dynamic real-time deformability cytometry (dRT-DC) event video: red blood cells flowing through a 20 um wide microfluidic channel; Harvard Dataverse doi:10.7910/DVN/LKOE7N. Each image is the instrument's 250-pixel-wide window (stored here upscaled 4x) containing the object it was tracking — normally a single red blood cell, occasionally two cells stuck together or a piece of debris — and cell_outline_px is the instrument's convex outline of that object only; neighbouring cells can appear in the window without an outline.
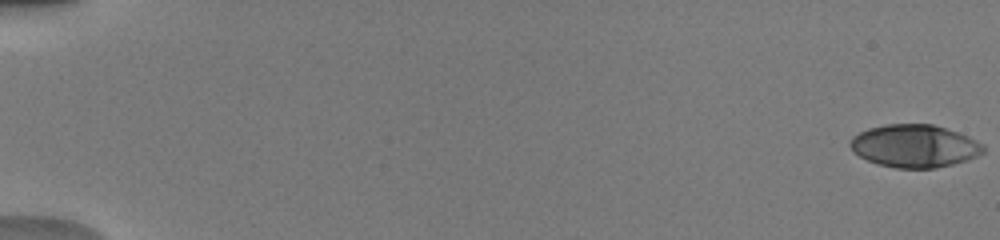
{"species": "human", "species_latin": "Homo sapiens", "temperature_condition": "warm", "stored_images_in_passage": 52, "camera_frame_rate_fps": 3000, "um_per_image_px": 0.085, "donor": {"sex": "male"}, "frame": {"image": 1, "passage_image": 1, "time_ms": 0.0, "image_size_px": [1000, 240], "cell_outline_px": [[984, 152], [976, 156], [952, 164], [936, 168], [896, 168], [880, 164], [868, 160], [852, 152], [848, 144], [852, 136], [868, 128], [884, 124], [932, 124], [968, 136], [984, 144]], "centroid_in_image_um": [77.7, 12.4], "position_along_channel_um": 7.3, "area_um2": 33.06}}
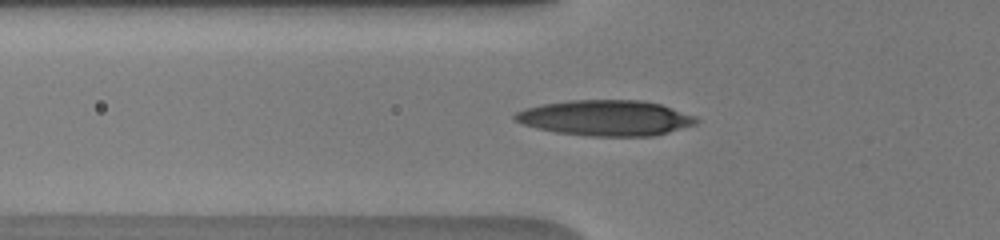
{"frame": {"image": 2, "passage_image": 20, "time_ms": 6.333, "image_size_px": [1000, 240], "cell_outline_px": [[700, 120], [696, 124], [668, 132], [652, 136], [588, 136], [556, 132], [536, 128], [524, 124], [516, 120], [512, 116], [516, 112], [528, 108], [544, 104], [568, 100], [640, 100], [660, 104], [696, 116]], "centroid_in_image_um": [51.51, 10.02], "position_along_channel_um": 74.3, "area_um2": 37.4}}
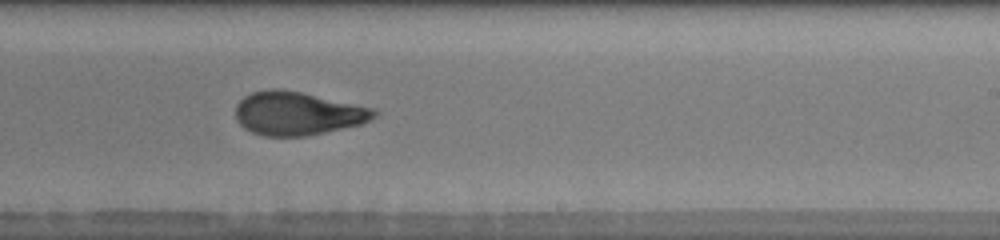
{"frame": {"image": 3, "passage_image": 34, "time_ms": 11.0, "image_size_px": [1000, 240], "cell_outline_px": [[380, 112], [372, 120], [360, 124], [324, 132], [304, 136], [264, 136], [252, 132], [244, 128], [236, 120], [236, 104], [244, 96], [252, 92], [268, 88], [276, 88], [300, 92], [376, 108]], "centroid_in_image_um": [25.3, 9.63], "position_along_channel_um": 263.7, "area_um2": 35.14}, "authors_computed_cell_mechanics": {"area_um2": 34.4488, "velocity_mm_per_s": 4.0668, "shape_relaxation_time_tau1_ms": 7.0065, "shape_relaxation_time_tau2_ms": 1.5595, "deformation_change_tau1": 0.2792, "deformation_change_tau2": 0.0881}}